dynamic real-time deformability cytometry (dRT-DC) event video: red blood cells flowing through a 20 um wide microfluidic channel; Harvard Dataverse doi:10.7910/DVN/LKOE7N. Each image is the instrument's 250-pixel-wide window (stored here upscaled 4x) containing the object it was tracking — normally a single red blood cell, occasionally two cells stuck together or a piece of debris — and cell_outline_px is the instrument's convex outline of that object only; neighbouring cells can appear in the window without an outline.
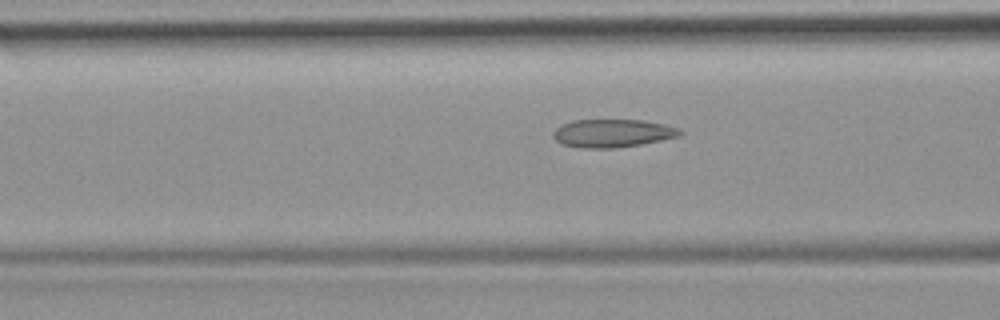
{"species": "common noctule bat (a hibernating species)", "species_latin": "Nyctalus noctula", "temperature_condition": "room temperature", "stored_images_in_passage": 26, "camera_frame_rate_fps": 3000, "um_per_image_px": 0.085, "animal": {"sex": "female", "body_mass_g": 19.9}, "frame": {"image": 1, "passage_image": 15, "time_ms": 4.667, "image_size_px": [1000, 320], "cell_outline_px": [[684, 132], [680, 136], [640, 144], [616, 148], [584, 148], [560, 144], [552, 136], [552, 132], [556, 128], [572, 120], [644, 120], [664, 124], [680, 128]], "centroid_in_image_um": [52.07, 11.32], "position_along_channel_um": 114.5, "area_um2": 20.81}}
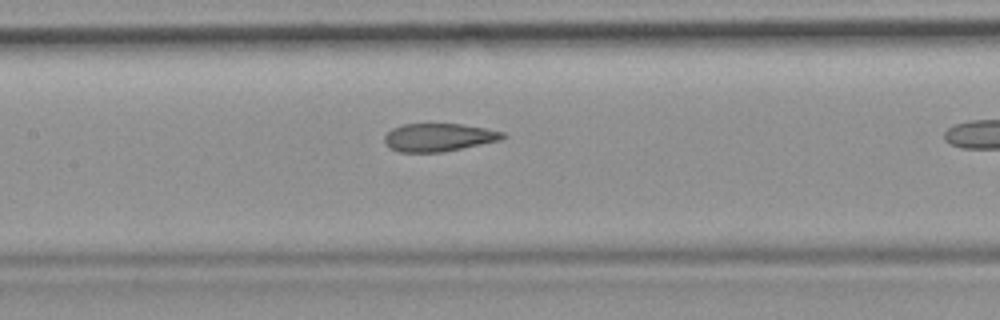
{"frame": {"image": 2, "passage_image": 19, "time_ms": 6.0, "image_size_px": [1000, 320], "cell_outline_px": [[508, 136], [500, 140], [444, 152], [400, 152], [384, 144], [384, 136], [392, 128], [404, 124], [464, 124], [488, 128], [504, 132]], "centroid_in_image_um": [37.32, 11.67], "position_along_channel_um": 170.1, "area_um2": 19.42}}